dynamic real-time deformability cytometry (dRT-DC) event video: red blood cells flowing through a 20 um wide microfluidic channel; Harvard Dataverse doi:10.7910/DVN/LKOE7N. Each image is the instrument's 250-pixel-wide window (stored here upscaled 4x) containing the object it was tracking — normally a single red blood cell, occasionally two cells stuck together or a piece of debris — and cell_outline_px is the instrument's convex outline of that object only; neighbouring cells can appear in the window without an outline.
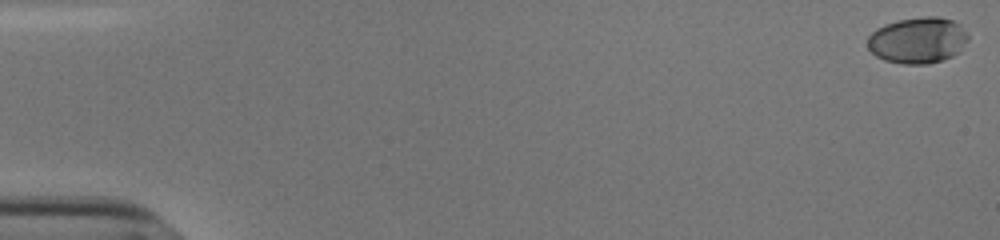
{"species": "human", "species_latin": "Homo sapiens", "temperature_condition": "cold", "stored_images_in_passage": 46, "camera_frame_rate_fps": 3000, "um_per_image_px": 0.085, "donor": {"sex": "male"}, "frame": {"image": 1, "passage_image": 1, "time_ms": 0.0, "image_size_px": [1000, 240], "cell_outline_px": [[968, 40], [960, 52], [952, 56], [928, 64], [904, 64], [884, 60], [876, 56], [868, 48], [868, 36], [876, 28], [884, 24], [900, 20], [924, 16], [940, 16], [952, 20], [960, 24], [968, 32]], "centroid_in_image_um": [78.03, 3.41], "position_along_channel_um": 7.0, "area_um2": 27.28}}
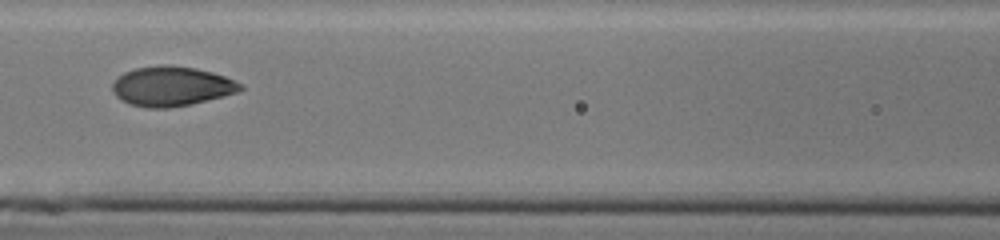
{"frame": {"image": 2, "passage_image": 26, "time_ms": 8.333, "image_size_px": [1000, 240], "cell_outline_px": [[244, 88], [236, 92], [224, 96], [192, 104], [168, 108], [148, 108], [128, 104], [120, 100], [112, 92], [112, 84], [124, 72], [136, 68], [164, 64], [196, 68], [212, 72], [224, 76], [244, 84]], "centroid_in_image_um": [14.58, 7.34], "position_along_channel_um": 152.0, "area_um2": 29.71}}
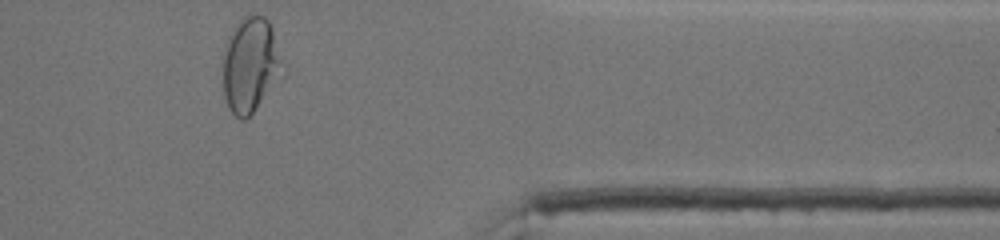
{"frame": {"image": 3, "passage_image": 46, "time_ms": 15.0, "image_size_px": [1000, 240], "cell_outline_px": [[276, 60], [272, 76], [256, 108], [244, 120], [240, 120], [228, 108], [224, 96], [224, 44], [228, 36], [236, 24], [248, 12], [256, 12], [264, 16], [268, 20], [272, 28]], "centroid_in_image_um": [21.1, 5.41], "position_along_channel_um": 390.3, "area_um2": 30.35}, "authors_computed_cell_mechanics": {"area_um2": 29.1312, "velocity_mm_per_s": 3.8301, "shape_relaxation_time_tau1_ms": 3.7924, "shape_relaxation_time_tau2_ms": 0.8291, "deformation_change_tau1": 0.195, "deformation_change_tau2": 0.0488}}